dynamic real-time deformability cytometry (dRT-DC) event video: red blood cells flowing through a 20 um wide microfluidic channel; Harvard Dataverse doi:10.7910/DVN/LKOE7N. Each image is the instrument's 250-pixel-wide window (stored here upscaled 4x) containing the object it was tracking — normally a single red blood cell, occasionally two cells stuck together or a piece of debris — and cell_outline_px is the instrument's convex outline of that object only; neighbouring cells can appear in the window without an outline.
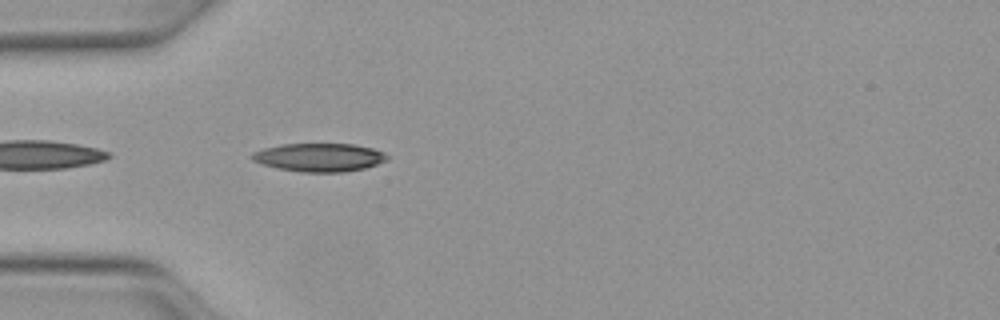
{"species": "Egyptian fruit bat (a non-hibernating species)", "species_latin": "Rousettus aegyptiacus", "temperature_condition": "warm", "stored_images_in_passage": 6, "camera_frame_rate_fps": 3000, "um_per_image_px": 0.085, "animal": {"sex": "female"}, "frame": {"image": 1, "passage_image": 2, "time_ms": 0.333, "image_size_px": [1000, 320], "cell_outline_px": [[388, 160], [364, 168], [344, 172], [304, 172], [276, 168], [252, 160], [248, 156], [252, 152], [264, 148], [284, 144], [352, 144], [372, 148], [384, 152], [388, 156]], "centroid_in_image_um": [27.12, 13.37], "position_along_channel_um": 57.9, "area_um2": 22.25}}